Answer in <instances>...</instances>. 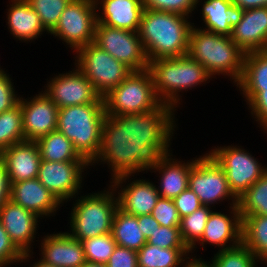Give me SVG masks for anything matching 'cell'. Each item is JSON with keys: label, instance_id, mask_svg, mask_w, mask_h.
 <instances>
[{"label": "cell", "instance_id": "cell-1", "mask_svg": "<svg viewBox=\"0 0 267 267\" xmlns=\"http://www.w3.org/2000/svg\"><path fill=\"white\" fill-rule=\"evenodd\" d=\"M175 110L160 103L140 114L106 115L101 149L90 165L107 162L112 169L111 179L148 170L159 156L170 152Z\"/></svg>", "mask_w": 267, "mask_h": 267}, {"label": "cell", "instance_id": "cell-2", "mask_svg": "<svg viewBox=\"0 0 267 267\" xmlns=\"http://www.w3.org/2000/svg\"><path fill=\"white\" fill-rule=\"evenodd\" d=\"M187 19L177 13L143 10L138 34L148 62L187 54L193 27Z\"/></svg>", "mask_w": 267, "mask_h": 267}, {"label": "cell", "instance_id": "cell-3", "mask_svg": "<svg viewBox=\"0 0 267 267\" xmlns=\"http://www.w3.org/2000/svg\"><path fill=\"white\" fill-rule=\"evenodd\" d=\"M106 117L104 103H88L58 109L57 128L78 154L91 164L99 155Z\"/></svg>", "mask_w": 267, "mask_h": 267}, {"label": "cell", "instance_id": "cell-4", "mask_svg": "<svg viewBox=\"0 0 267 267\" xmlns=\"http://www.w3.org/2000/svg\"><path fill=\"white\" fill-rule=\"evenodd\" d=\"M187 54L202 64L211 77L226 74L235 84L241 78L245 53L229 36L193 26Z\"/></svg>", "mask_w": 267, "mask_h": 267}, {"label": "cell", "instance_id": "cell-5", "mask_svg": "<svg viewBox=\"0 0 267 267\" xmlns=\"http://www.w3.org/2000/svg\"><path fill=\"white\" fill-rule=\"evenodd\" d=\"M154 90L158 100L176 108L179 92L206 83L211 76L202 64L188 54L177 58H163L149 61Z\"/></svg>", "mask_w": 267, "mask_h": 267}, {"label": "cell", "instance_id": "cell-6", "mask_svg": "<svg viewBox=\"0 0 267 267\" xmlns=\"http://www.w3.org/2000/svg\"><path fill=\"white\" fill-rule=\"evenodd\" d=\"M105 191L78 197L70 215L73 238L82 241L111 233L118 198L113 187Z\"/></svg>", "mask_w": 267, "mask_h": 267}, {"label": "cell", "instance_id": "cell-7", "mask_svg": "<svg viewBox=\"0 0 267 267\" xmlns=\"http://www.w3.org/2000/svg\"><path fill=\"white\" fill-rule=\"evenodd\" d=\"M106 115H130L148 112L161 102L158 100L151 72L132 71L117 87L103 96Z\"/></svg>", "mask_w": 267, "mask_h": 267}, {"label": "cell", "instance_id": "cell-8", "mask_svg": "<svg viewBox=\"0 0 267 267\" xmlns=\"http://www.w3.org/2000/svg\"><path fill=\"white\" fill-rule=\"evenodd\" d=\"M76 54L75 66L102 97L117 87L132 72L129 67L94 43L79 48Z\"/></svg>", "mask_w": 267, "mask_h": 267}, {"label": "cell", "instance_id": "cell-9", "mask_svg": "<svg viewBox=\"0 0 267 267\" xmlns=\"http://www.w3.org/2000/svg\"><path fill=\"white\" fill-rule=\"evenodd\" d=\"M94 0H71L50 34L59 37L74 51L94 42L97 25Z\"/></svg>", "mask_w": 267, "mask_h": 267}, {"label": "cell", "instance_id": "cell-10", "mask_svg": "<svg viewBox=\"0 0 267 267\" xmlns=\"http://www.w3.org/2000/svg\"><path fill=\"white\" fill-rule=\"evenodd\" d=\"M188 188L194 191L202 205L211 206L225 199L232 200L231 206L238 205V198L229 187L225 171L209 153L197 158L191 167Z\"/></svg>", "mask_w": 267, "mask_h": 267}, {"label": "cell", "instance_id": "cell-11", "mask_svg": "<svg viewBox=\"0 0 267 267\" xmlns=\"http://www.w3.org/2000/svg\"><path fill=\"white\" fill-rule=\"evenodd\" d=\"M209 154L225 171L229 187L237 198L267 172V167L239 146L215 147Z\"/></svg>", "mask_w": 267, "mask_h": 267}, {"label": "cell", "instance_id": "cell-12", "mask_svg": "<svg viewBox=\"0 0 267 267\" xmlns=\"http://www.w3.org/2000/svg\"><path fill=\"white\" fill-rule=\"evenodd\" d=\"M94 44L108 52L132 71L148 69V59L138 32L97 23Z\"/></svg>", "mask_w": 267, "mask_h": 267}, {"label": "cell", "instance_id": "cell-13", "mask_svg": "<svg viewBox=\"0 0 267 267\" xmlns=\"http://www.w3.org/2000/svg\"><path fill=\"white\" fill-rule=\"evenodd\" d=\"M90 164L87 161L53 162L41 160L38 180L60 203L76 197L82 188L83 169Z\"/></svg>", "mask_w": 267, "mask_h": 267}, {"label": "cell", "instance_id": "cell-14", "mask_svg": "<svg viewBox=\"0 0 267 267\" xmlns=\"http://www.w3.org/2000/svg\"><path fill=\"white\" fill-rule=\"evenodd\" d=\"M77 69L55 76L46 85L45 94L58 106L104 103L103 97L86 76Z\"/></svg>", "mask_w": 267, "mask_h": 267}, {"label": "cell", "instance_id": "cell-15", "mask_svg": "<svg viewBox=\"0 0 267 267\" xmlns=\"http://www.w3.org/2000/svg\"><path fill=\"white\" fill-rule=\"evenodd\" d=\"M25 141L36 142L57 128L58 106L41 92L29 101L20 97Z\"/></svg>", "mask_w": 267, "mask_h": 267}, {"label": "cell", "instance_id": "cell-16", "mask_svg": "<svg viewBox=\"0 0 267 267\" xmlns=\"http://www.w3.org/2000/svg\"><path fill=\"white\" fill-rule=\"evenodd\" d=\"M129 176L131 175H122L112 179L111 187L116 190L121 186L120 192H117L118 208L134 216L151 214L160 197L157 187L146 179L134 180L123 187V182L125 183Z\"/></svg>", "mask_w": 267, "mask_h": 267}, {"label": "cell", "instance_id": "cell-17", "mask_svg": "<svg viewBox=\"0 0 267 267\" xmlns=\"http://www.w3.org/2000/svg\"><path fill=\"white\" fill-rule=\"evenodd\" d=\"M35 213L9 199L0 208V221L14 245L23 253H30L38 218Z\"/></svg>", "mask_w": 267, "mask_h": 267}, {"label": "cell", "instance_id": "cell-18", "mask_svg": "<svg viewBox=\"0 0 267 267\" xmlns=\"http://www.w3.org/2000/svg\"><path fill=\"white\" fill-rule=\"evenodd\" d=\"M0 161L7 171L10 184L38 177L41 157L36 142L13 144L0 152Z\"/></svg>", "mask_w": 267, "mask_h": 267}, {"label": "cell", "instance_id": "cell-19", "mask_svg": "<svg viewBox=\"0 0 267 267\" xmlns=\"http://www.w3.org/2000/svg\"><path fill=\"white\" fill-rule=\"evenodd\" d=\"M232 216L212 210L202 237L198 243L204 246L205 242L220 247V250L230 249L242 243V218L238 205L230 206ZM233 218V219H232ZM229 243L227 245L226 243Z\"/></svg>", "mask_w": 267, "mask_h": 267}, {"label": "cell", "instance_id": "cell-20", "mask_svg": "<svg viewBox=\"0 0 267 267\" xmlns=\"http://www.w3.org/2000/svg\"><path fill=\"white\" fill-rule=\"evenodd\" d=\"M230 37L245 54L264 51L267 46V7L244 10Z\"/></svg>", "mask_w": 267, "mask_h": 267}, {"label": "cell", "instance_id": "cell-21", "mask_svg": "<svg viewBox=\"0 0 267 267\" xmlns=\"http://www.w3.org/2000/svg\"><path fill=\"white\" fill-rule=\"evenodd\" d=\"M40 245V260L54 267H80L86 262L81 241L69 232L46 235Z\"/></svg>", "mask_w": 267, "mask_h": 267}, {"label": "cell", "instance_id": "cell-22", "mask_svg": "<svg viewBox=\"0 0 267 267\" xmlns=\"http://www.w3.org/2000/svg\"><path fill=\"white\" fill-rule=\"evenodd\" d=\"M10 199L39 218L54 214L61 204L38 178L12 183Z\"/></svg>", "mask_w": 267, "mask_h": 267}, {"label": "cell", "instance_id": "cell-23", "mask_svg": "<svg viewBox=\"0 0 267 267\" xmlns=\"http://www.w3.org/2000/svg\"><path fill=\"white\" fill-rule=\"evenodd\" d=\"M171 155L169 152L159 156L148 170L155 169L156 172L158 171L159 174H162V176H159L161 177L160 186H158L160 189L157 188V191L160 197L173 200L188 188L190 169L196 162V158L193 161H189L190 163L188 161L187 163H182V161L171 158Z\"/></svg>", "mask_w": 267, "mask_h": 267}, {"label": "cell", "instance_id": "cell-24", "mask_svg": "<svg viewBox=\"0 0 267 267\" xmlns=\"http://www.w3.org/2000/svg\"><path fill=\"white\" fill-rule=\"evenodd\" d=\"M97 9L102 7V13H97V23L138 32L143 13L142 0H94ZM101 2V3H100ZM99 3L102 6H99Z\"/></svg>", "mask_w": 267, "mask_h": 267}, {"label": "cell", "instance_id": "cell-25", "mask_svg": "<svg viewBox=\"0 0 267 267\" xmlns=\"http://www.w3.org/2000/svg\"><path fill=\"white\" fill-rule=\"evenodd\" d=\"M243 12L232 0H204L202 19L207 28L203 30L230 37L232 28L242 19Z\"/></svg>", "mask_w": 267, "mask_h": 267}, {"label": "cell", "instance_id": "cell-26", "mask_svg": "<svg viewBox=\"0 0 267 267\" xmlns=\"http://www.w3.org/2000/svg\"><path fill=\"white\" fill-rule=\"evenodd\" d=\"M11 2L7 13V23L13 37L20 41H32L46 31L39 15L26 0H11Z\"/></svg>", "mask_w": 267, "mask_h": 267}, {"label": "cell", "instance_id": "cell-27", "mask_svg": "<svg viewBox=\"0 0 267 267\" xmlns=\"http://www.w3.org/2000/svg\"><path fill=\"white\" fill-rule=\"evenodd\" d=\"M248 103L259 91L267 88V53L249 52L244 55L243 71L237 83Z\"/></svg>", "mask_w": 267, "mask_h": 267}, {"label": "cell", "instance_id": "cell-28", "mask_svg": "<svg viewBox=\"0 0 267 267\" xmlns=\"http://www.w3.org/2000/svg\"><path fill=\"white\" fill-rule=\"evenodd\" d=\"M41 160L53 162L86 161L74 149L72 142L55 130L36 141Z\"/></svg>", "mask_w": 267, "mask_h": 267}, {"label": "cell", "instance_id": "cell-29", "mask_svg": "<svg viewBox=\"0 0 267 267\" xmlns=\"http://www.w3.org/2000/svg\"><path fill=\"white\" fill-rule=\"evenodd\" d=\"M111 234L118 246L138 251L147 240L138 226V216L117 209L112 222Z\"/></svg>", "mask_w": 267, "mask_h": 267}, {"label": "cell", "instance_id": "cell-30", "mask_svg": "<svg viewBox=\"0 0 267 267\" xmlns=\"http://www.w3.org/2000/svg\"><path fill=\"white\" fill-rule=\"evenodd\" d=\"M187 253H191L189 248H160L146 242L137 251L138 267H179L185 264Z\"/></svg>", "mask_w": 267, "mask_h": 267}, {"label": "cell", "instance_id": "cell-31", "mask_svg": "<svg viewBox=\"0 0 267 267\" xmlns=\"http://www.w3.org/2000/svg\"><path fill=\"white\" fill-rule=\"evenodd\" d=\"M242 243L258 260L267 263V215H249L242 218Z\"/></svg>", "mask_w": 267, "mask_h": 267}, {"label": "cell", "instance_id": "cell-32", "mask_svg": "<svg viewBox=\"0 0 267 267\" xmlns=\"http://www.w3.org/2000/svg\"><path fill=\"white\" fill-rule=\"evenodd\" d=\"M241 218L267 215V172L238 198Z\"/></svg>", "mask_w": 267, "mask_h": 267}, {"label": "cell", "instance_id": "cell-33", "mask_svg": "<svg viewBox=\"0 0 267 267\" xmlns=\"http://www.w3.org/2000/svg\"><path fill=\"white\" fill-rule=\"evenodd\" d=\"M25 141L20 104L0 113V152Z\"/></svg>", "mask_w": 267, "mask_h": 267}, {"label": "cell", "instance_id": "cell-34", "mask_svg": "<svg viewBox=\"0 0 267 267\" xmlns=\"http://www.w3.org/2000/svg\"><path fill=\"white\" fill-rule=\"evenodd\" d=\"M210 209V206L202 205L192 214L181 218L179 226L181 237L190 249V252L196 248V242H198L202 237L206 223L212 212Z\"/></svg>", "mask_w": 267, "mask_h": 267}, {"label": "cell", "instance_id": "cell-35", "mask_svg": "<svg viewBox=\"0 0 267 267\" xmlns=\"http://www.w3.org/2000/svg\"><path fill=\"white\" fill-rule=\"evenodd\" d=\"M243 243L219 250L212 259V267H257L259 260Z\"/></svg>", "mask_w": 267, "mask_h": 267}, {"label": "cell", "instance_id": "cell-36", "mask_svg": "<svg viewBox=\"0 0 267 267\" xmlns=\"http://www.w3.org/2000/svg\"><path fill=\"white\" fill-rule=\"evenodd\" d=\"M86 262L106 264L117 243L111 233L82 240Z\"/></svg>", "mask_w": 267, "mask_h": 267}, {"label": "cell", "instance_id": "cell-37", "mask_svg": "<svg viewBox=\"0 0 267 267\" xmlns=\"http://www.w3.org/2000/svg\"><path fill=\"white\" fill-rule=\"evenodd\" d=\"M39 15L45 30L50 33L71 0H26Z\"/></svg>", "mask_w": 267, "mask_h": 267}, {"label": "cell", "instance_id": "cell-38", "mask_svg": "<svg viewBox=\"0 0 267 267\" xmlns=\"http://www.w3.org/2000/svg\"><path fill=\"white\" fill-rule=\"evenodd\" d=\"M199 0H142L147 10L177 13L189 17L197 7Z\"/></svg>", "mask_w": 267, "mask_h": 267}, {"label": "cell", "instance_id": "cell-39", "mask_svg": "<svg viewBox=\"0 0 267 267\" xmlns=\"http://www.w3.org/2000/svg\"><path fill=\"white\" fill-rule=\"evenodd\" d=\"M147 243L160 248H188L182 240L179 226H160L147 240Z\"/></svg>", "mask_w": 267, "mask_h": 267}, {"label": "cell", "instance_id": "cell-40", "mask_svg": "<svg viewBox=\"0 0 267 267\" xmlns=\"http://www.w3.org/2000/svg\"><path fill=\"white\" fill-rule=\"evenodd\" d=\"M151 215L159 222L160 226H180L181 217L172 199L159 197Z\"/></svg>", "mask_w": 267, "mask_h": 267}, {"label": "cell", "instance_id": "cell-41", "mask_svg": "<svg viewBox=\"0 0 267 267\" xmlns=\"http://www.w3.org/2000/svg\"><path fill=\"white\" fill-rule=\"evenodd\" d=\"M30 253L23 254L11 241L0 221V267L29 260Z\"/></svg>", "mask_w": 267, "mask_h": 267}, {"label": "cell", "instance_id": "cell-42", "mask_svg": "<svg viewBox=\"0 0 267 267\" xmlns=\"http://www.w3.org/2000/svg\"><path fill=\"white\" fill-rule=\"evenodd\" d=\"M13 83L9 75L3 71L0 73V113L10 110L19 102Z\"/></svg>", "mask_w": 267, "mask_h": 267}, {"label": "cell", "instance_id": "cell-43", "mask_svg": "<svg viewBox=\"0 0 267 267\" xmlns=\"http://www.w3.org/2000/svg\"><path fill=\"white\" fill-rule=\"evenodd\" d=\"M173 202L181 218L192 214L202 206L198 196L189 188L176 196Z\"/></svg>", "mask_w": 267, "mask_h": 267}, {"label": "cell", "instance_id": "cell-44", "mask_svg": "<svg viewBox=\"0 0 267 267\" xmlns=\"http://www.w3.org/2000/svg\"><path fill=\"white\" fill-rule=\"evenodd\" d=\"M106 265L107 267H138L137 251L117 245Z\"/></svg>", "mask_w": 267, "mask_h": 267}, {"label": "cell", "instance_id": "cell-45", "mask_svg": "<svg viewBox=\"0 0 267 267\" xmlns=\"http://www.w3.org/2000/svg\"><path fill=\"white\" fill-rule=\"evenodd\" d=\"M251 114L267 133V88L259 91L248 103Z\"/></svg>", "mask_w": 267, "mask_h": 267}, {"label": "cell", "instance_id": "cell-46", "mask_svg": "<svg viewBox=\"0 0 267 267\" xmlns=\"http://www.w3.org/2000/svg\"><path fill=\"white\" fill-rule=\"evenodd\" d=\"M138 226L146 240L160 227L159 222L151 214L138 216Z\"/></svg>", "mask_w": 267, "mask_h": 267}, {"label": "cell", "instance_id": "cell-47", "mask_svg": "<svg viewBox=\"0 0 267 267\" xmlns=\"http://www.w3.org/2000/svg\"><path fill=\"white\" fill-rule=\"evenodd\" d=\"M11 184L4 165L0 161V208L10 199Z\"/></svg>", "mask_w": 267, "mask_h": 267}, {"label": "cell", "instance_id": "cell-48", "mask_svg": "<svg viewBox=\"0 0 267 267\" xmlns=\"http://www.w3.org/2000/svg\"><path fill=\"white\" fill-rule=\"evenodd\" d=\"M233 4L239 6L243 10L267 7V0H232Z\"/></svg>", "mask_w": 267, "mask_h": 267}, {"label": "cell", "instance_id": "cell-49", "mask_svg": "<svg viewBox=\"0 0 267 267\" xmlns=\"http://www.w3.org/2000/svg\"><path fill=\"white\" fill-rule=\"evenodd\" d=\"M186 264L183 267H212V264L210 262L207 263V261L205 262L204 260L202 261L201 258L200 259H195V258H189L187 257Z\"/></svg>", "mask_w": 267, "mask_h": 267}, {"label": "cell", "instance_id": "cell-50", "mask_svg": "<svg viewBox=\"0 0 267 267\" xmlns=\"http://www.w3.org/2000/svg\"><path fill=\"white\" fill-rule=\"evenodd\" d=\"M80 267H107L106 264L84 262Z\"/></svg>", "mask_w": 267, "mask_h": 267}, {"label": "cell", "instance_id": "cell-51", "mask_svg": "<svg viewBox=\"0 0 267 267\" xmlns=\"http://www.w3.org/2000/svg\"><path fill=\"white\" fill-rule=\"evenodd\" d=\"M32 267H54V266L46 264L43 261L39 260L36 263H34V265H32Z\"/></svg>", "mask_w": 267, "mask_h": 267}]
</instances>
